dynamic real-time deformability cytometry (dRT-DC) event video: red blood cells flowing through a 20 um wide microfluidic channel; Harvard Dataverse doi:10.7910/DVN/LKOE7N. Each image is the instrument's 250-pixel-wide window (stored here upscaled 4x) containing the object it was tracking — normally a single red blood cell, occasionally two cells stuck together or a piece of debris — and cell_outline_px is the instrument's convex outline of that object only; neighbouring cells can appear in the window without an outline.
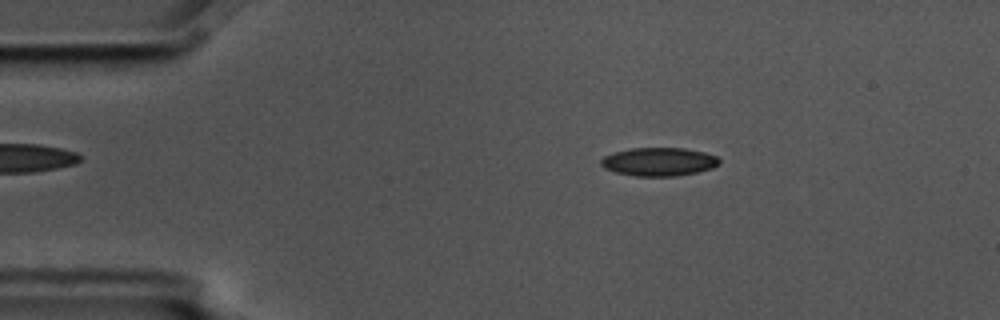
{"species": "common noctule bat (a hibernating species)", "species_latin": "Nyctalus noctula", "temperature_condition": "cold", "stored_images_in_passage": 44, "camera_frame_rate_fps": 3000, "um_per_image_px": 0.085, "animal": {"sex": "male", "body_mass_g": 17.5, "forearm_length_mm": 52.3}, "frame": {"image": 1, "passage_image": 9, "time_ms": 2.667, "image_size_px": [1000, 320], "cell_outline_px": [[720, 164], [712, 168], [696, 172], [676, 176], [636, 176], [616, 172], [604, 168], [600, 164], [600, 160], [604, 156], [612, 152], [632, 148], [684, 148], [704, 152], [716, 156], [720, 160]], "centroid_in_image_um": [55.99, 13.74], "position_along_channel_um": 29.0, "area_um2": 19.59}}
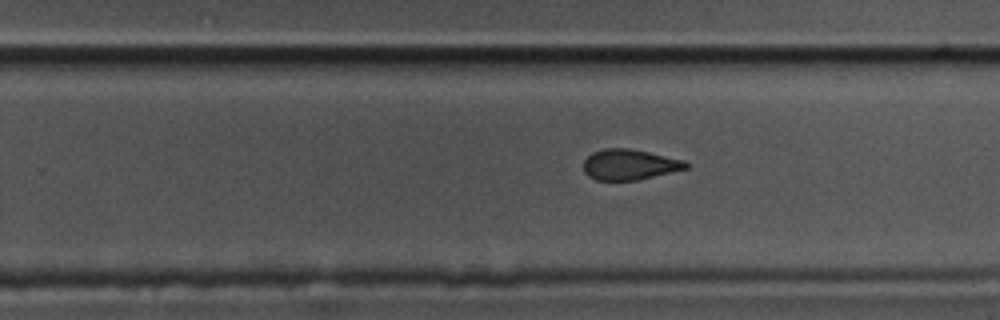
{"frame": {"image": 2, "passage_image": 34, "time_ms": 11.0, "image_size_px": [1000, 320], "cell_outline_px": [[688, 168], [636, 180], [596, 180], [588, 176], [584, 172], [584, 160], [592, 152], [604, 148], [628, 148], [648, 152], [684, 160], [688, 164]], "centroid_in_image_um": [53.47, 13.98], "position_along_channel_um": 276.3, "area_um2": 18.09}}
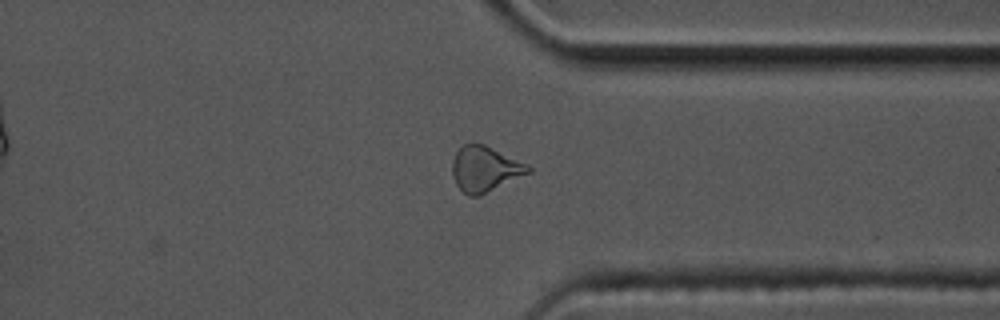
{"frame": {"image": 3, "passage_image": 42, "time_ms": 13.667, "image_size_px": [1000, 320], "cell_outline_px": [[532, 172], [480, 196], [468, 196], [456, 184], [452, 176], [452, 160], [456, 152], [464, 144], [484, 144], [528, 164], [532, 168]], "centroid_in_image_um": [41.23, 14.38], "position_along_channel_um": 370.2, "area_um2": 20.17}, "authors_computed_cell_mechanics": {"area_um2": 19.2763, "velocity_mm_per_s": 3.5753, "shape_relaxation_time_tau1_ms": 6.3748, "shape_relaxation_time_tau2_ms": 3.2546, "deformation_change_tau1": 0.1391, "deformation_change_tau2": 0.0961}}